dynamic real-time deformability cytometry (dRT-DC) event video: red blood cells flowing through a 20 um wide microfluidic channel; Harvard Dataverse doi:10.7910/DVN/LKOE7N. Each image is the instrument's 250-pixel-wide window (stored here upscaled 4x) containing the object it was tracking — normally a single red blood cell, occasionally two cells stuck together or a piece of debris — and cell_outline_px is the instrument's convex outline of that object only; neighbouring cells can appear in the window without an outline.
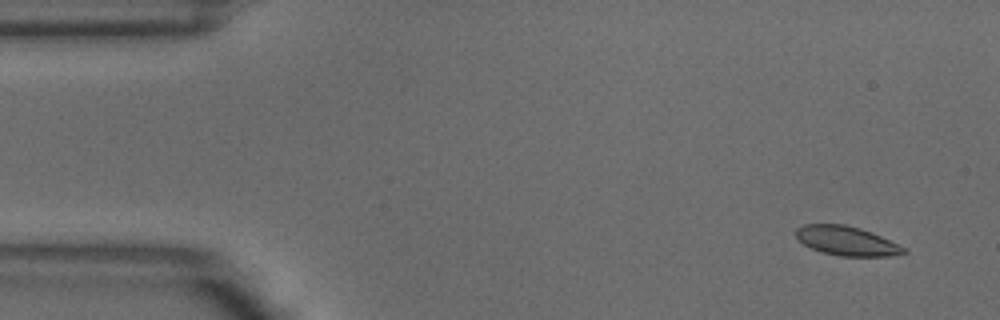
{"species": "common noctule bat (a hibernating species)", "species_latin": "Nyctalus noctula", "temperature_condition": "warm", "stored_images_in_passage": 4, "camera_frame_rate_fps": 3000, "um_per_image_px": 0.085, "animal": {"sex": "male", "body_mass_g": 18.8}, "frame": {"image": 1, "passage_image": 1, "time_ms": 0.0, "image_size_px": [1000, 320], "cell_outline_px": [[908, 252], [888, 256], [840, 256], [820, 252], [804, 244], [796, 236], [796, 228], [804, 224], [844, 224], [860, 228], [880, 236], [908, 248]], "centroid_in_image_um": [71.97, 20.48], "position_along_channel_um": 13.0, "area_um2": 18.32}}